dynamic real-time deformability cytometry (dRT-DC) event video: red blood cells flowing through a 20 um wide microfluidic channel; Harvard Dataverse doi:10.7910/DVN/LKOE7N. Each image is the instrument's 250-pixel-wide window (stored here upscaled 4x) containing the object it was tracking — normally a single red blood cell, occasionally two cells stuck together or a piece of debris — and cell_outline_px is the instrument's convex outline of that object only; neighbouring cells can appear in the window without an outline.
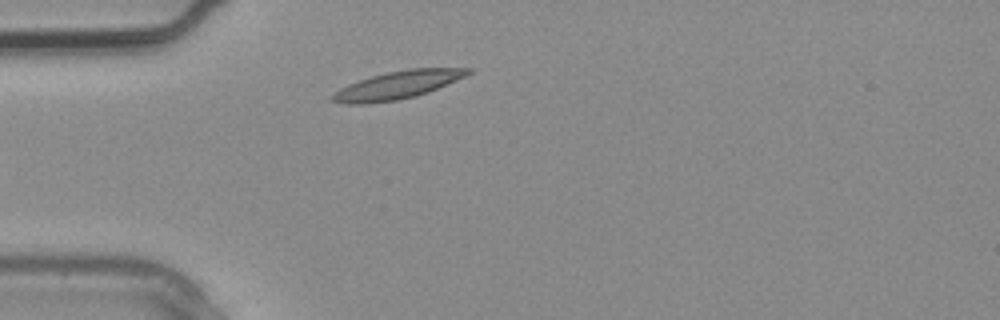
{"species": "common noctule bat (a hibernating species)", "species_latin": "Nyctalus noctula", "temperature_condition": "warm", "stored_images_in_passage": 1, "camera_frame_rate_fps": 3000, "um_per_image_px": 0.085, "animal": {"sex": "male", "body_mass_g": 20.4}, "frame": {"image": 1, "passage_image": 1, "time_ms": 0.0, "image_size_px": [1000, 320], "cell_outline_px": [[472, 72], [464, 76], [428, 92], [416, 96], [396, 100], [364, 104], [344, 104], [328, 100], [328, 96], [340, 88], [348, 84], [372, 76], [388, 72], [408, 68], [472, 68]], "centroid_in_image_um": [33.71, 7.24], "position_along_channel_um": 51.3, "area_um2": 21.91}}